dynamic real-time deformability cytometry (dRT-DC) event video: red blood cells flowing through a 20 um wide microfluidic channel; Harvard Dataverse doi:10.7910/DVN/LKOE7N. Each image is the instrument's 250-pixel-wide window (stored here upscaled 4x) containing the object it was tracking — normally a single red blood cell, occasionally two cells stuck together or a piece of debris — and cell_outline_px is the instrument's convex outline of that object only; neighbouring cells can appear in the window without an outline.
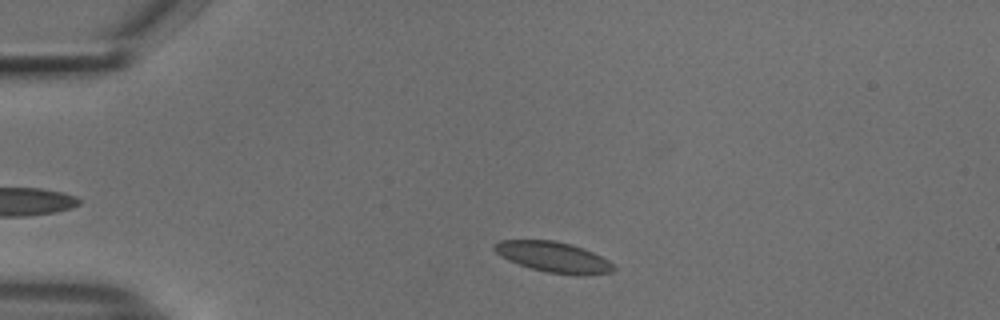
{"species": "common noctule bat (a hibernating species)", "species_latin": "Nyctalus noctula", "temperature_condition": "cold", "stored_images_in_passage": 41, "camera_frame_rate_fps": 3000, "um_per_image_px": 0.085, "animal": {"sex": "male", "body_mass_g": 18.8}, "frame": {"image": 1, "passage_image": 5, "time_ms": 1.333, "image_size_px": [1000, 320], "cell_outline_px": [[616, 268], [612, 272], [548, 272], [532, 268], [508, 260], [496, 252], [492, 248], [492, 244], [500, 240], [552, 240], [568, 244], [592, 252], [608, 260]], "centroid_in_image_um": [46.92, 21.79], "position_along_channel_um": 38.1, "area_um2": 20.0}}
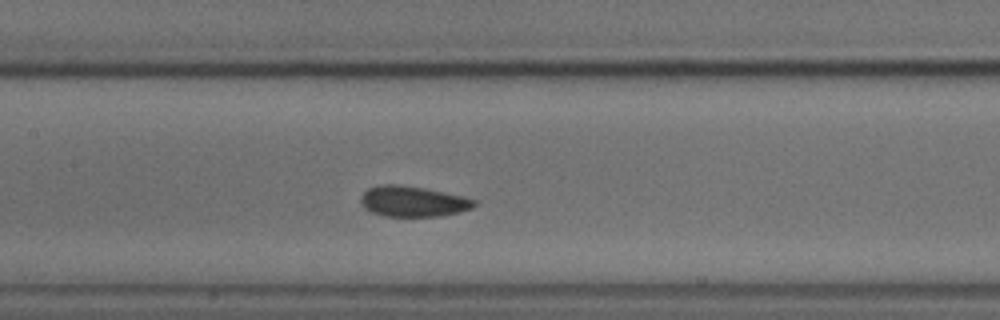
{"frame": {"image": 2, "passage_image": 19, "time_ms": 6.0, "image_size_px": [1000, 320], "cell_outline_px": [[476, 204], [472, 208], [460, 212], [440, 216], [384, 216], [372, 212], [364, 208], [360, 204], [360, 196], [368, 188], [380, 184], [400, 184], [424, 188], [464, 196], [476, 200]], "centroid_in_image_um": [35.08, 17.11], "position_along_channel_um": 172.3, "area_um2": 20.4}}
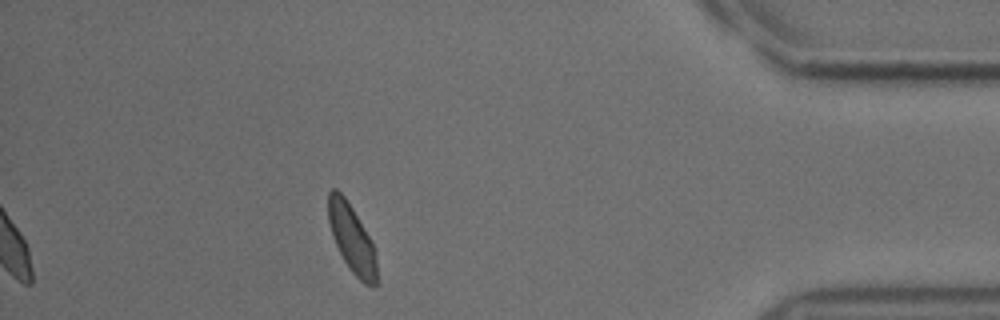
{"frame": {"image": 3, "passage_image": 41, "time_ms": 13.333, "image_size_px": [1000, 320], "cell_outline_px": [[380, 284], [372, 288], [364, 284], [348, 268], [336, 244], [328, 220], [328, 192], [332, 188], [336, 188], [344, 196], [352, 208], [372, 240], [376, 256], [380, 280]], "centroid_in_image_um": [29.97, 20.37], "position_along_channel_um": 405.2, "area_um2": 19.59}, "authors_computed_cell_mechanics": {"area_um2": 20.519, "velocity_mm_per_s": 3.7344, "shape_relaxation_time_tau1_ms": 6.5926, "shape_relaxation_time_tau2_ms": 1.0135, "deformation_change_tau1": 0.0911, "deformation_change_tau2": 0.0433}}